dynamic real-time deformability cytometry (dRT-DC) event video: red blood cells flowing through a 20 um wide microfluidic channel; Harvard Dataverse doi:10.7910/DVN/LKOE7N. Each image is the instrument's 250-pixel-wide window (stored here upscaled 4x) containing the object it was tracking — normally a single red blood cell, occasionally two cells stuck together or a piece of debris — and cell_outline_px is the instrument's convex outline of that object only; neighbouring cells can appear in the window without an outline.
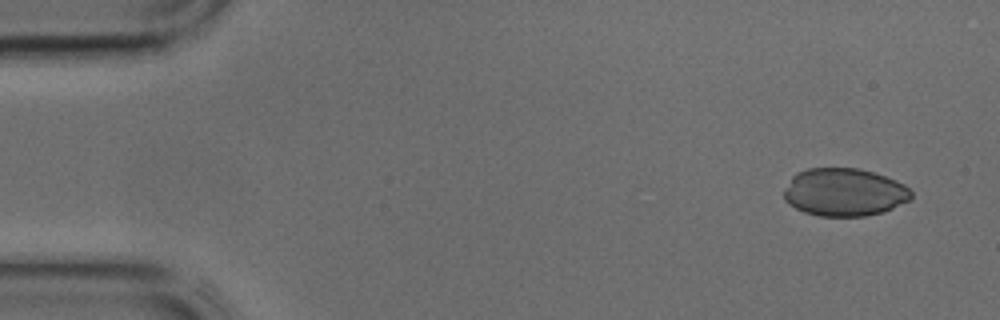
{"species": "common noctule bat (a hibernating species)", "species_latin": "Nyctalus noctula", "temperature_condition": "cold", "stored_images_in_passage": 10, "camera_frame_rate_fps": 3000, "um_per_image_px": 0.085, "animal": {"sex": "male", "body_mass_g": 17.9, "forearm_length_mm": 54.2}, "frame": {"image": 1, "passage_image": 3, "time_ms": 0.667, "image_size_px": [1000, 320], "cell_outline_px": [[912, 196], [908, 200], [884, 212], [864, 216], [820, 216], [804, 212], [788, 204], [784, 200], [784, 188], [792, 176], [796, 172], [808, 168], [856, 168], [872, 172], [896, 180], [904, 184], [912, 192]], "centroid_in_image_um": [71.73, 16.34], "position_along_channel_um": 13.3, "area_um2": 35.55}}